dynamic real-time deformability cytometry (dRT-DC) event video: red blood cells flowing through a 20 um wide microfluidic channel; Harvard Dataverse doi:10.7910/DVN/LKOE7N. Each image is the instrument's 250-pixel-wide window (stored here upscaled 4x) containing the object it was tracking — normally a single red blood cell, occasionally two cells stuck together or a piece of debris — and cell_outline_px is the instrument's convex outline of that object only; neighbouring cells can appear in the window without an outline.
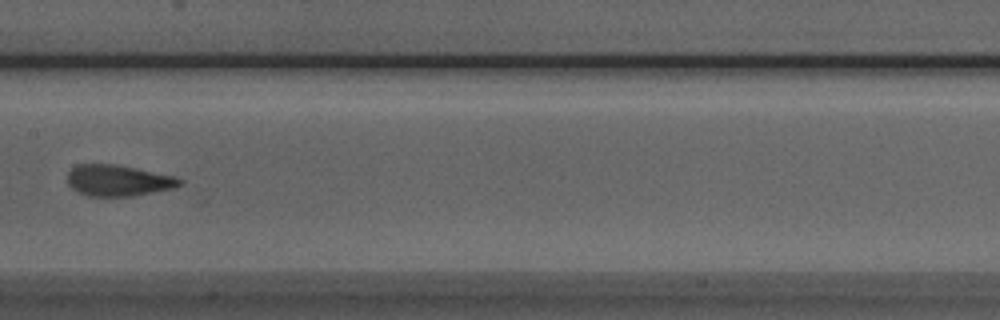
{"species": "Egyptian fruit bat (a non-hibernating species)", "species_latin": "Rousettus aegyptiacus", "temperature_condition": "room temperature", "stored_images_in_passage": 6, "camera_frame_rate_fps": 3000, "um_per_image_px": 0.085, "animal": {"sex": "male"}, "frame": {"image": 1, "passage_image": 6, "time_ms": 6.667, "image_size_px": [1000, 320], "cell_outline_px": [[184, 184], [172, 188], [132, 196], [88, 196], [72, 188], [68, 184], [68, 172], [72, 168], [80, 164], [116, 164], [176, 176], [184, 180]], "centroid_in_image_um": [10.08, 15.33], "position_along_channel_um": 197.3, "area_um2": 20.35}}